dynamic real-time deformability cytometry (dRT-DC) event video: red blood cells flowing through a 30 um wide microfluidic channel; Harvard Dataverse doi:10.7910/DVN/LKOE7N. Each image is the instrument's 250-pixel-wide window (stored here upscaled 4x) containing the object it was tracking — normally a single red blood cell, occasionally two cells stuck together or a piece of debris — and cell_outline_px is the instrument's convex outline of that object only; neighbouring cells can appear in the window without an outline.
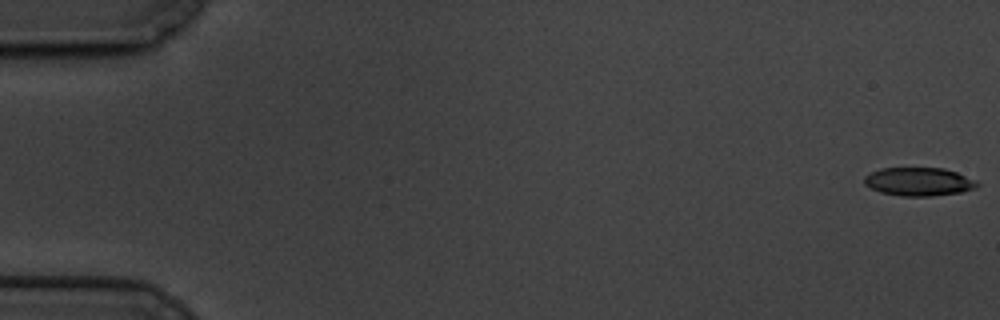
{"species": "common noctule bat (a hibernating species)", "species_latin": "Nyctalus noctula", "temperature_condition": "cold", "stored_images_in_passage": 61, "camera_frame_rate_fps": 3000, "um_per_image_px": 0.085, "animal": {"sex": "male", "body_mass_g": 19.5, "forearm_length_mm": 54.6}, "frame": {"image": 1, "passage_image": 1, "time_ms": 0.0, "image_size_px": [1000, 320], "cell_outline_px": [[980, 184], [976, 188], [960, 192], [932, 196], [900, 196], [880, 192], [864, 184], [864, 176], [880, 168], [944, 168], [956, 172], [976, 180]], "centroid_in_image_um": [78.1, 15.44], "position_along_channel_um": 6.9, "area_um2": 18.67}}
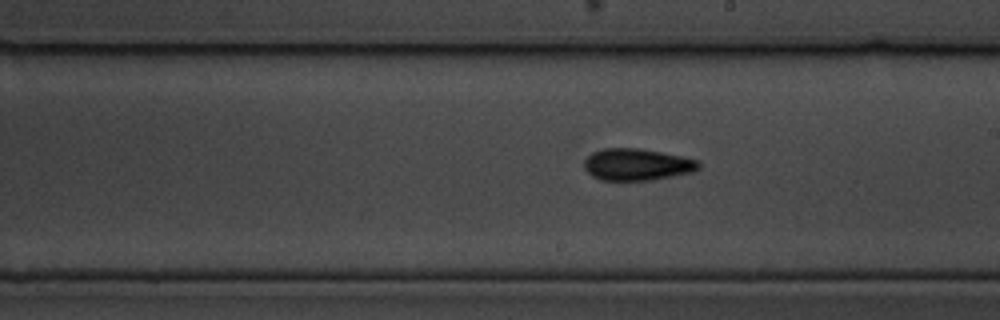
{"frame": {"image": 2, "passage_image": 35, "time_ms": 11.333, "image_size_px": [1000, 320], "cell_outline_px": [[700, 168], [692, 172], [652, 180], [600, 180], [592, 176], [584, 168], [584, 160], [592, 152], [604, 148], [636, 148], [684, 156], [700, 160]], "centroid_in_image_um": [54.15, 13.98], "position_along_channel_um": 234.8, "area_um2": 21.33}}
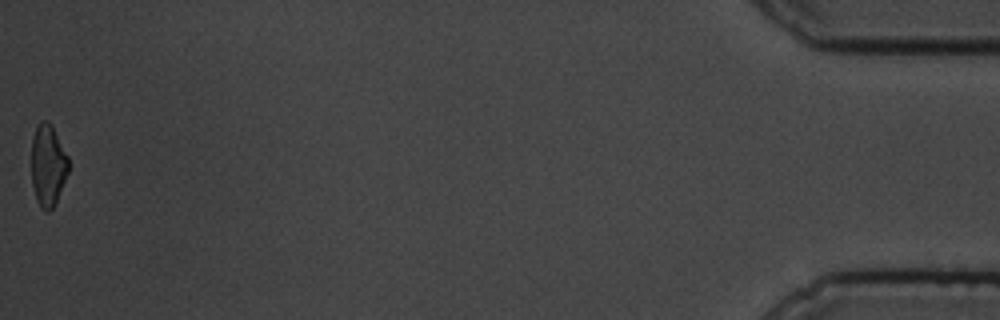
{"frame": {"image": 3, "passage_image": 61, "time_ms": 20.0, "image_size_px": [1000, 320], "cell_outline_px": [[68, 172], [56, 200], [52, 208], [48, 212], [40, 208], [36, 200], [32, 184], [32, 136], [36, 124], [40, 120], [48, 120], [52, 124], [68, 156]], "centroid_in_image_um": [4.06, 14.0], "position_along_channel_um": 431.1, "area_um2": 17.74}, "authors_computed_cell_mechanics": {"area_um2": 19.652, "velocity_mm_per_s": 3.3372, "shape_relaxation_time_tau1_ms": 3.9838, "shape_relaxation_time_tau2_ms": 3.0834, "deformation_change_tau1": 0.1363, "deformation_change_tau2": 0.1188}}